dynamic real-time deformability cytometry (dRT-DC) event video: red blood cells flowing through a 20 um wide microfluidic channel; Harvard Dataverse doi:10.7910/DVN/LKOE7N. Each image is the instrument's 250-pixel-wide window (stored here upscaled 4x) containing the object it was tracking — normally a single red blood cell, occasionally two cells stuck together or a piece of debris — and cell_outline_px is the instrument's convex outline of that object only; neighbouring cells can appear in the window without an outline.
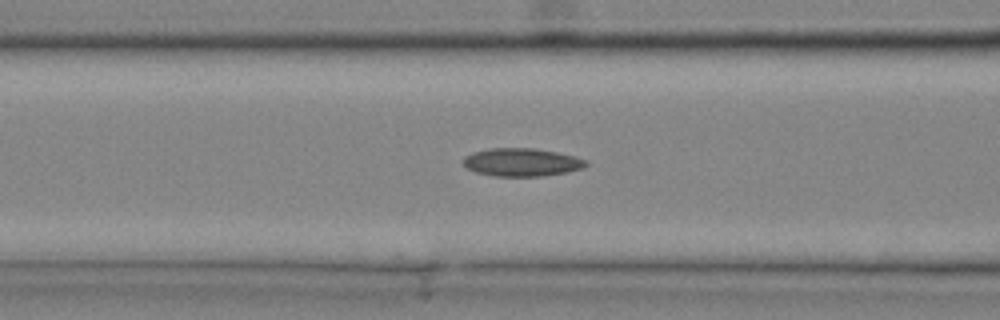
{"species": "common noctule bat (a hibernating species)", "species_latin": "Nyctalus noctula", "temperature_condition": "cold", "stored_images_in_passage": 32, "camera_frame_rate_fps": 3000, "um_per_image_px": 0.085, "animal": {"sex": "male", "body_mass_g": 20.4}, "frame": {"image": 1, "passage_image": 14, "time_ms": 4.333, "image_size_px": [1000, 320], "cell_outline_px": [[588, 164], [584, 168], [564, 172], [540, 176], [496, 176], [476, 172], [468, 168], [464, 164], [464, 156], [472, 152], [492, 148], [536, 148], [556, 152], [588, 160]], "centroid_in_image_um": [44.35, 13.78], "position_along_channel_um": 122.3, "area_um2": 19.88}}